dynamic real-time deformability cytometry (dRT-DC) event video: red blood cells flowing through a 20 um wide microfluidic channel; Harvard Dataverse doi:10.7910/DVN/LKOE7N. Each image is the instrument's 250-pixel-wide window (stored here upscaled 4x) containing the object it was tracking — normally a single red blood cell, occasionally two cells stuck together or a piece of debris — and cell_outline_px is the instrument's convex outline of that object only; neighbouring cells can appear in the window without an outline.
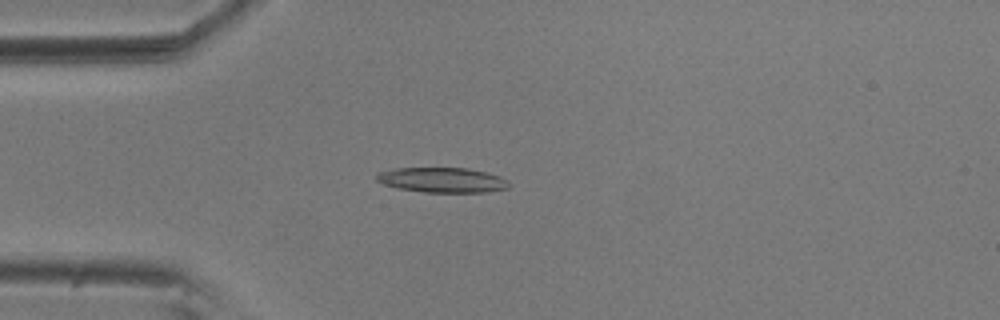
{"species": "common noctule bat (a hibernating species)", "species_latin": "Nyctalus noctula", "temperature_condition": "room temperature", "stored_images_in_passage": 56, "camera_frame_rate_fps": 3000, "um_per_image_px": 0.085, "animal": {"sex": "male", "body_mass_g": 20.5, "forearm_length_mm": 52.5}, "frame": {"image": 1, "passage_image": 15, "time_ms": 4.667, "image_size_px": [1000, 320], "cell_outline_px": [[508, 188], [488, 192], [424, 192], [400, 188], [384, 184], [376, 180], [376, 176], [380, 172], [396, 168], [468, 168], [500, 176], [508, 180]], "centroid_in_image_um": [37.62, 15.3], "position_along_channel_um": 47.4, "area_um2": 19.07}}
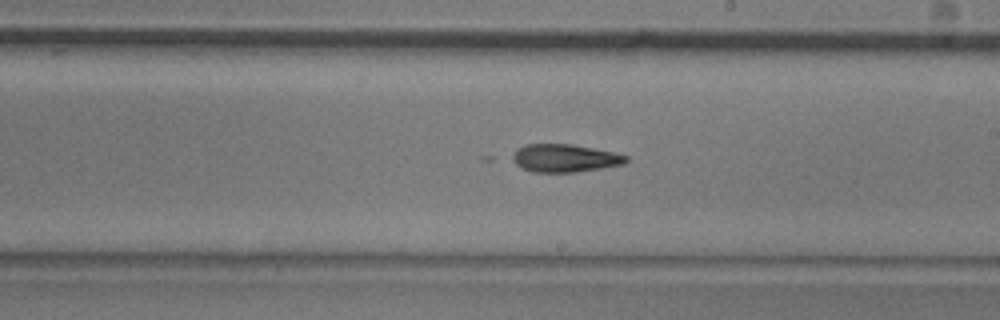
{"frame": {"image": 2, "passage_image": 32, "time_ms": 10.333, "image_size_px": [1000, 320], "cell_outline_px": [[628, 160], [624, 164], [576, 172], [532, 172], [516, 164], [508, 156], [516, 148], [524, 144], [572, 144], [612, 152], [628, 156]], "centroid_in_image_um": [47.93, 13.43], "position_along_channel_um": 241.1, "area_um2": 18.55}}
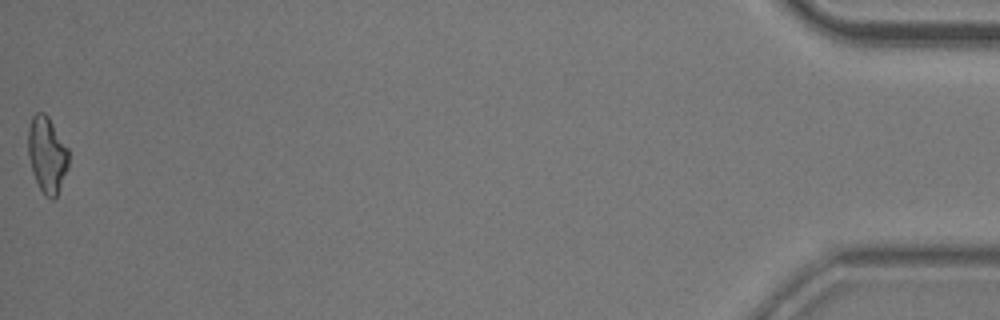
{"frame": {"image": 3, "passage_image": 56, "time_ms": 18.333, "image_size_px": [1000, 320], "cell_outline_px": [[68, 168], [56, 196], [52, 200], [44, 196], [32, 172], [28, 156], [28, 128], [32, 116], [36, 112], [44, 112], [48, 116], [68, 148]], "centroid_in_image_um": [3.99, 13.14], "position_along_channel_um": 431.2, "area_um2": 17.98}, "authors_computed_cell_mechanics": {"area_um2": 18.7272, "velocity_mm_per_s": 3.6294, "shape_relaxation_time_tau1_ms": null, "shape_relaxation_time_tau2_ms": 5.2231, "deformation_change_tau1": null, "deformation_change_tau2": 0.1319}}